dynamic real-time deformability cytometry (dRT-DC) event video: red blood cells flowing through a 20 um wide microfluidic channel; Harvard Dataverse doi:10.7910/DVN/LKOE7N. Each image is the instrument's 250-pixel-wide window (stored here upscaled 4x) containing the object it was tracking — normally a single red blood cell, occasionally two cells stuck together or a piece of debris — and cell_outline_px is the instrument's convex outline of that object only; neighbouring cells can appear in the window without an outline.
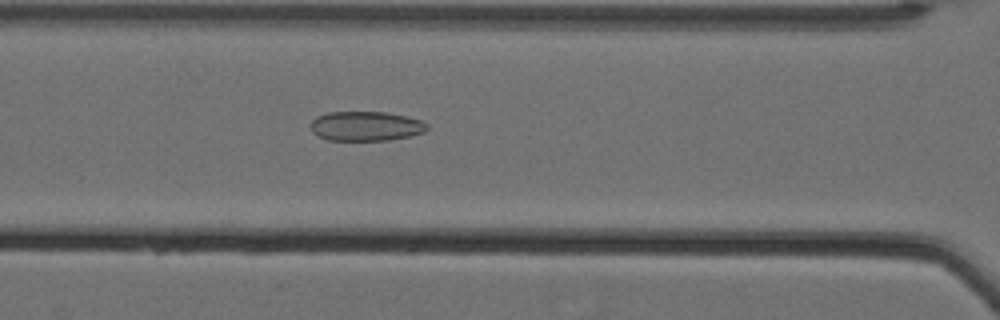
{"species": "Egyptian fruit bat (a non-hibernating species)", "species_latin": "Rousettus aegyptiacus", "temperature_condition": "cold", "stored_images_in_passage": 50, "camera_frame_rate_fps": 3000, "um_per_image_px": 0.085, "animal": {"sex": "female"}, "frame": {"image": 1, "passage_image": 19, "time_ms": 6.0, "image_size_px": [1000, 320], "cell_outline_px": [[428, 128], [424, 132], [408, 136], [388, 140], [328, 140], [316, 136], [312, 132], [308, 124], [316, 116], [328, 112], [384, 112], [408, 116], [420, 120], [428, 124]], "centroid_in_image_um": [31.05, 10.72], "position_along_channel_um": 135.6, "area_um2": 20.23}}
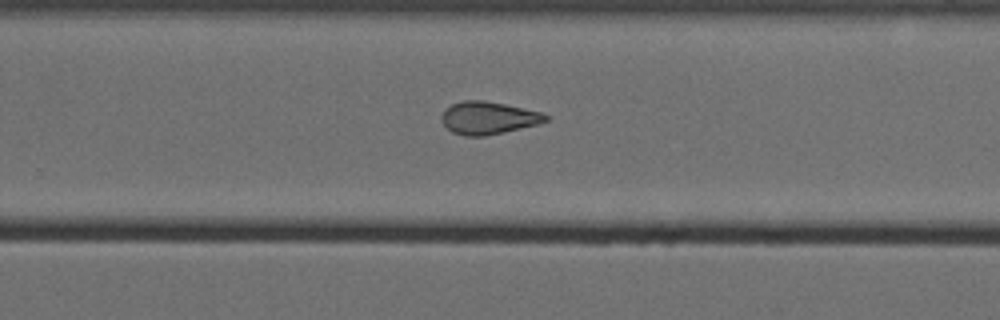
{"frame": {"image": 2, "passage_image": 32, "time_ms": 10.333, "image_size_px": [1000, 320], "cell_outline_px": [[548, 120], [540, 124], [484, 136], [464, 136], [452, 132], [440, 120], [440, 116], [444, 108], [452, 104], [464, 100], [484, 100], [524, 108], [540, 112], [548, 116]], "centroid_in_image_um": [41.47, 10.02], "position_along_channel_um": 288.3, "area_um2": 19.83}}
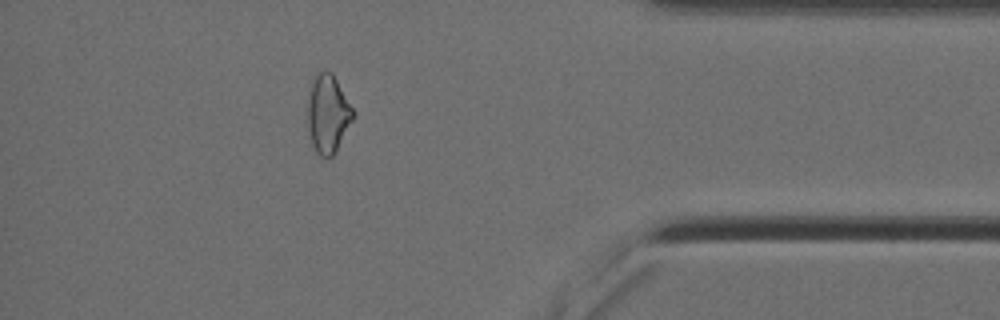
{"frame": {"image": 3, "passage_image": 44, "time_ms": 14.333, "image_size_px": [1000, 320], "cell_outline_px": [[356, 116], [336, 152], [332, 156], [320, 156], [316, 152], [312, 144], [308, 132], [308, 92], [312, 76], [316, 72], [332, 72], [356, 112]], "centroid_in_image_um": [27.89, 9.66], "position_along_channel_um": 407.3, "area_um2": 21.21}, "authors_computed_cell_mechanics": {"area_um2": 20.5768, "velocity_mm_per_s": 3.5299, "shape_relaxation_time_tau1_ms": null, "shape_relaxation_time_tau2_ms": 3.7205, "deformation_change_tau1": null, "deformation_change_tau2": 0.1167}}